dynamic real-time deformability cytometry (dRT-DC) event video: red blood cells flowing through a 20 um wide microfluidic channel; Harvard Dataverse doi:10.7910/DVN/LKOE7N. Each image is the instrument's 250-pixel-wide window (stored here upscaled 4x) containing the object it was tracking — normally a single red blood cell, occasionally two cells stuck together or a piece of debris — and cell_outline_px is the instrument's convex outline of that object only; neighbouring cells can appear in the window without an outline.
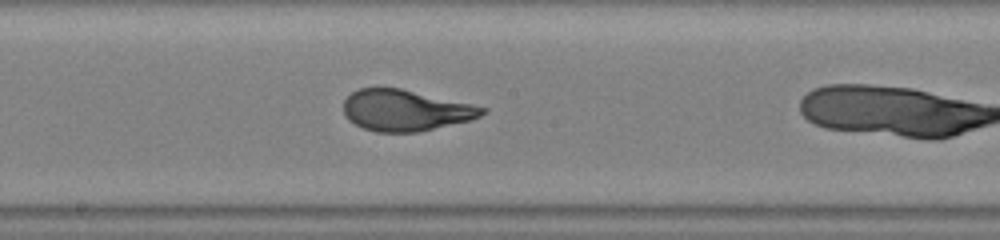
{"species": "human", "species_latin": "Homo sapiens", "temperature_condition": "warm", "stored_images_in_passage": 12, "segment_of_instrument_passage": [2, 2], "camera_frame_rate_fps": 3000, "um_per_image_px": 0.085, "donor": {"sex": "male"}, "frame": {"image": 1, "passage_image": 11, "time_ms": 3.333, "image_size_px": [1000, 240], "cell_outline_px": [[488, 112], [472, 120], [416, 132], [376, 132], [364, 128], [348, 120], [344, 116], [344, 100], [352, 92], [360, 88], [400, 88], [472, 104], [488, 108]], "centroid_in_image_um": [34.48, 9.38], "position_along_channel_um": 213.7, "area_um2": 33.18}}